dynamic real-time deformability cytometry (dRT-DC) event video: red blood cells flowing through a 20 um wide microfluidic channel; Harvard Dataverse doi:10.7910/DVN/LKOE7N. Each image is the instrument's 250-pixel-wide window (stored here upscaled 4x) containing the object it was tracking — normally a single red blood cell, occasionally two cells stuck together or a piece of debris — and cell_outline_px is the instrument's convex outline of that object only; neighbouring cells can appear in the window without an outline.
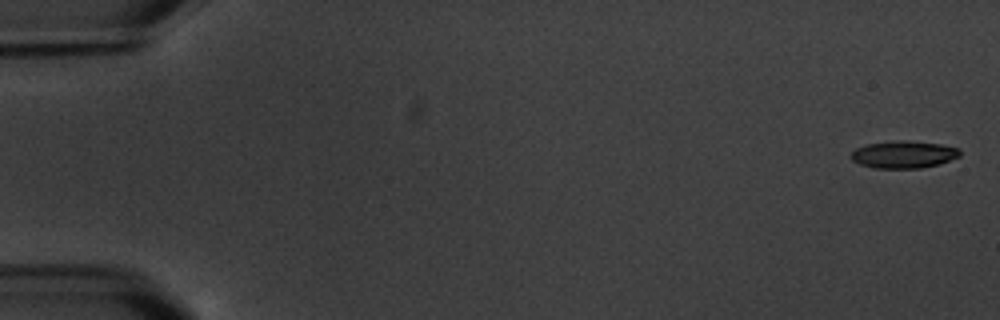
{"species": "common noctule bat (a hibernating species)", "species_latin": "Nyctalus noctula", "temperature_condition": "warm", "stored_images_in_passage": 11, "camera_frame_rate_fps": 3000, "um_per_image_px": 0.085, "animal": {"sex": "male", "body_mass_g": 20.1, "forearm_length_mm": 53.5}, "frame": {"image": 1, "passage_image": 1, "time_ms": 0.0, "image_size_px": [1000, 320], "cell_outline_px": [[960, 156], [940, 164], [920, 168], [876, 168], [860, 164], [852, 160], [848, 156], [856, 148], [864, 144], [896, 140], [904, 140], [940, 144], [960, 148]], "centroid_in_image_um": [76.79, 13.12], "position_along_channel_um": 8.2, "area_um2": 17.46}}
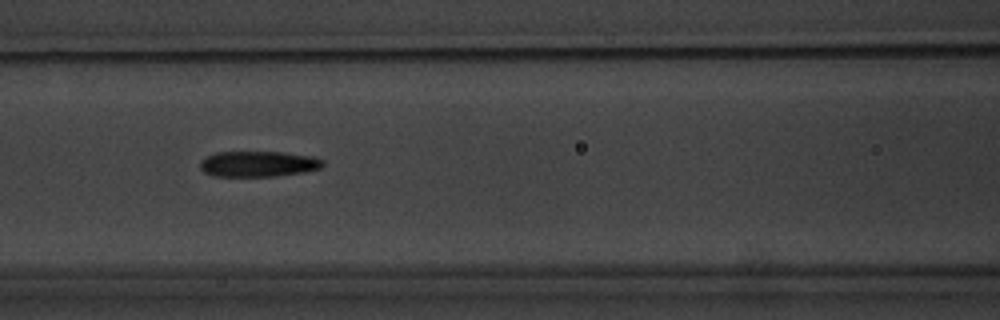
{"frame": {"image": 2, "passage_image": 8, "time_ms": 8.333, "image_size_px": [1000, 320], "cell_outline_px": [[324, 164], [320, 168], [304, 172], [276, 176], [212, 176], [204, 172], [200, 168], [200, 160], [216, 152], [284, 152], [312, 156], [324, 160]], "centroid_in_image_um": [21.95, 13.93], "position_along_channel_um": 144.6, "area_um2": 18.44}}
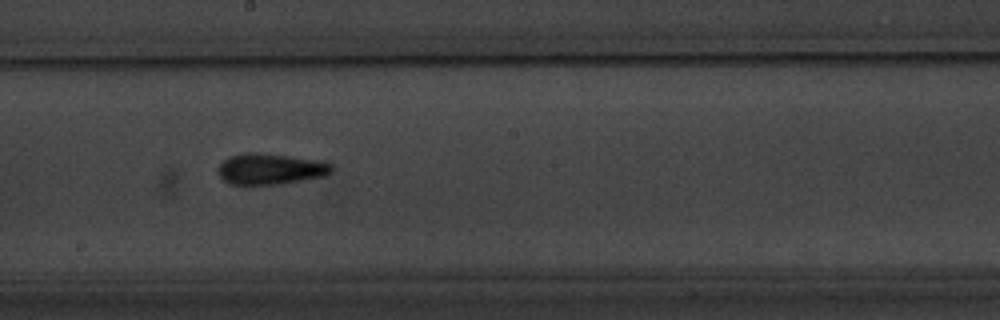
{"frame": {"image": 3, "passage_image": 10, "time_ms": 10.667, "image_size_px": [1000, 320], "cell_outline_px": [[332, 172], [324, 176], [280, 184], [244, 188], [228, 184], [220, 176], [220, 164], [228, 156], [244, 152], [256, 152], [320, 160], [332, 164]], "centroid_in_image_um": [22.93, 14.4], "position_along_channel_um": 225.3, "area_um2": 21.15}}